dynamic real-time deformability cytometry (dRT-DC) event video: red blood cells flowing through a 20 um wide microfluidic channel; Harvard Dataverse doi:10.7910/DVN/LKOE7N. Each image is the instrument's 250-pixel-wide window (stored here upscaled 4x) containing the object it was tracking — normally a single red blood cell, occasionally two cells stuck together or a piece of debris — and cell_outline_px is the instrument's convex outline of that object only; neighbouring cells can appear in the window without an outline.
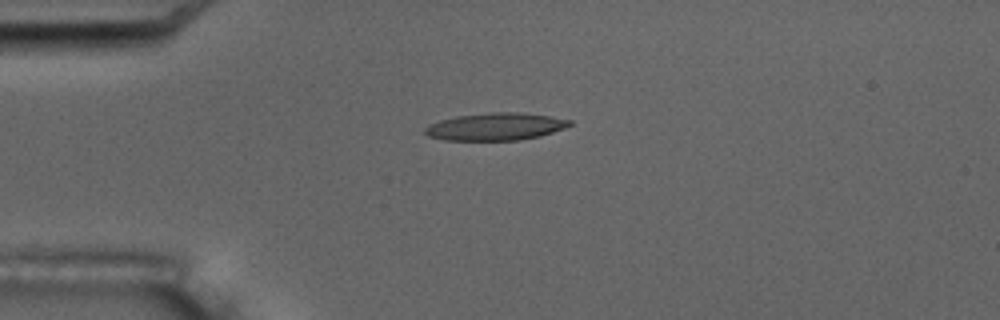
{"species": "common noctule bat (a hibernating species)", "species_latin": "Nyctalus noctula", "temperature_condition": "room temperature", "stored_images_in_passage": 3, "camera_frame_rate_fps": 3000, "um_per_image_px": 0.085, "animal": {"sex": "male", "body_mass_g": 17.5, "forearm_length_mm": 52.3}, "frame": {"image": 1, "passage_image": 2, "time_ms": 1.333, "image_size_px": [1000, 320], "cell_outline_px": [[572, 124], [564, 128], [540, 136], [520, 140], [444, 140], [428, 136], [424, 132], [424, 128], [428, 124], [440, 120], [456, 116], [492, 112], [520, 112], [548, 116], [572, 120]], "centroid_in_image_um": [42.1, 10.76], "position_along_channel_um": 42.9, "area_um2": 23.12}}